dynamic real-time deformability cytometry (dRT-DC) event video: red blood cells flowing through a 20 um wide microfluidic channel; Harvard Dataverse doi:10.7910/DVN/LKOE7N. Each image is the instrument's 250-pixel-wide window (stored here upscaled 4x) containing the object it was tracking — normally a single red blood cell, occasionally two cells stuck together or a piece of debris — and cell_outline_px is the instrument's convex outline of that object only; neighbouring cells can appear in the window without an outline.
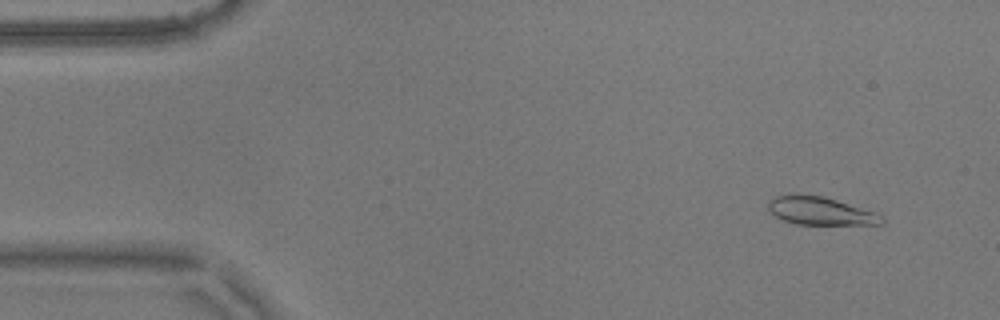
{"species": "common noctule bat (a hibernating species)", "species_latin": "Nyctalus noctula", "temperature_condition": "warm", "stored_images_in_passage": 56, "camera_frame_rate_fps": 3000, "um_per_image_px": 0.085, "animal": {"sex": "male", "body_mass_g": 17.9}, "frame": {"image": 1, "passage_image": 5, "time_ms": 1.333, "image_size_px": [1000, 320], "cell_outline_px": [[884, 224], [796, 224], [784, 220], [776, 216], [768, 208], [768, 200], [776, 196], [792, 192], [824, 196], [876, 212], [884, 216]], "centroid_in_image_um": [69.72, 17.9], "position_along_channel_um": 15.3, "area_um2": 18.79}}
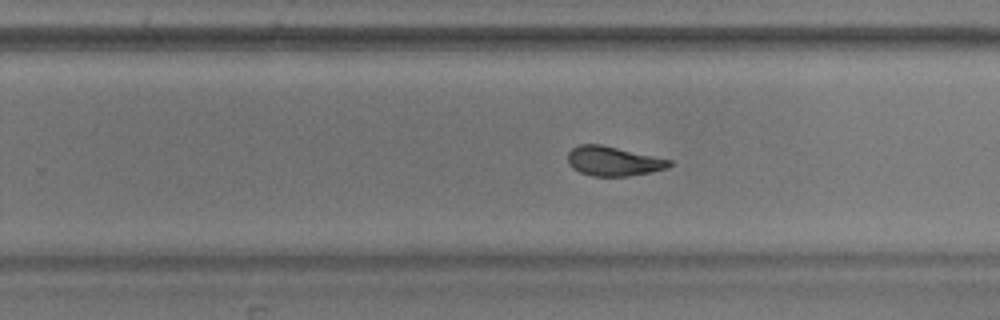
{"frame": {"image": 2, "passage_image": 35, "time_ms": 11.333, "image_size_px": [1000, 320], "cell_outline_px": [[672, 164], [664, 168], [652, 172], [628, 176], [592, 176], [580, 172], [572, 168], [568, 164], [568, 152], [572, 148], [580, 144], [600, 144], [672, 160]], "centroid_in_image_um": [52.1, 13.7], "position_along_channel_um": 277.7, "area_um2": 17.34}}
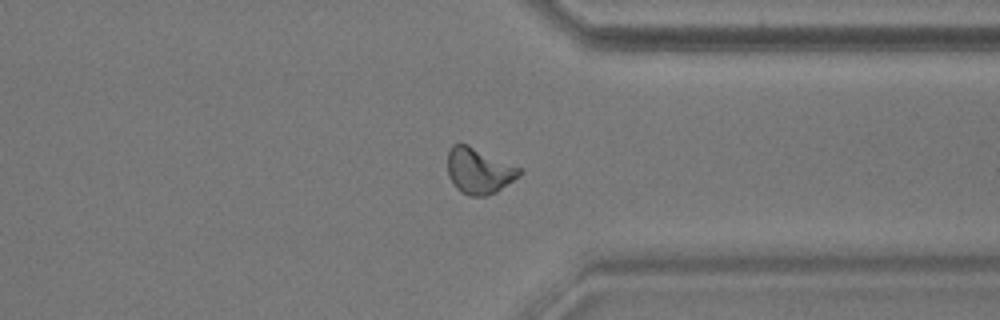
{"frame": {"image": 3, "passage_image": 43, "time_ms": 14.0, "image_size_px": [1000, 320], "cell_outline_px": [[520, 176], [496, 192], [484, 196], [468, 196], [460, 192], [456, 188], [448, 176], [448, 152], [452, 144], [468, 144], [520, 168]], "centroid_in_image_um": [40.68, 14.53], "position_along_channel_um": 370.7, "area_um2": 19.07}, "authors_computed_cell_mechanics": {"area_um2": 18.785, "velocity_mm_per_s": 3.5857, "shape_relaxation_time_tau1_ms": 8.5531, "shape_relaxation_time_tau2_ms": 1.8969, "deformation_change_tau1": 0.1997, "deformation_change_tau2": 0.0883}}